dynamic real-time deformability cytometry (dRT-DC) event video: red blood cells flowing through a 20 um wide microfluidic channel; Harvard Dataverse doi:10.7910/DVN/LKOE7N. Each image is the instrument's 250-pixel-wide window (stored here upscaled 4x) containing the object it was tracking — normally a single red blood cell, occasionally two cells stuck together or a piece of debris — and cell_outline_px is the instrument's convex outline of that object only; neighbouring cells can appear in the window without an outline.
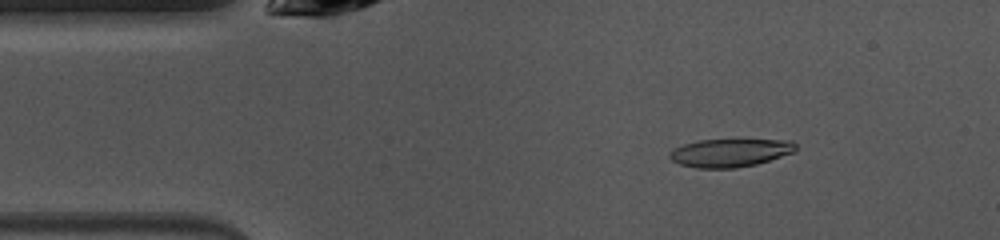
{"species": "common noctule bat (a hibernating species)", "species_latin": "Nyctalus noctula", "temperature_condition": "warm", "stored_images_in_passage": 47, "camera_frame_rate_fps": 3000, "um_per_image_px": 0.085, "animal": {"sex": "female", "body_mass_g": 10.0, "forearm_length_mm": 53.1}, "frame": {"image": 1, "passage_image": 6, "time_ms": 1.667, "image_size_px": [1000, 240], "cell_outline_px": [[796, 152], [756, 164], [736, 168], [696, 168], [680, 164], [672, 160], [668, 156], [668, 152], [672, 148], [684, 144], [700, 140], [792, 140], [796, 144]], "centroid_in_image_um": [62.04, 12.99], "position_along_channel_um": 23.0, "area_um2": 20.75}}
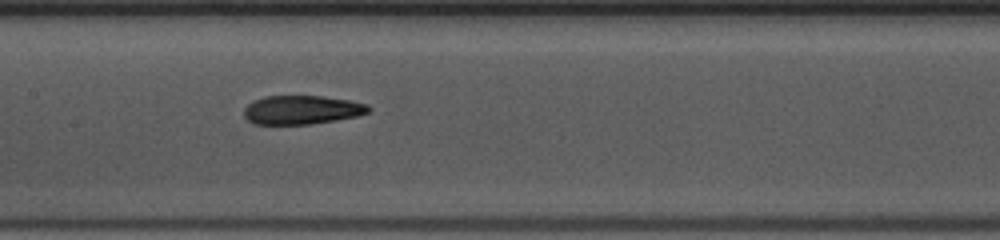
{"frame": {"image": 2, "passage_image": 21, "time_ms": 6.667, "image_size_px": [1000, 240], "cell_outline_px": [[372, 108], [368, 112], [356, 116], [336, 120], [312, 124], [252, 124], [244, 116], [244, 108], [252, 100], [264, 96], [320, 96], [348, 100], [368, 104]], "centroid_in_image_um": [25.63, 9.34], "position_along_channel_um": 181.8, "area_um2": 20.98}}
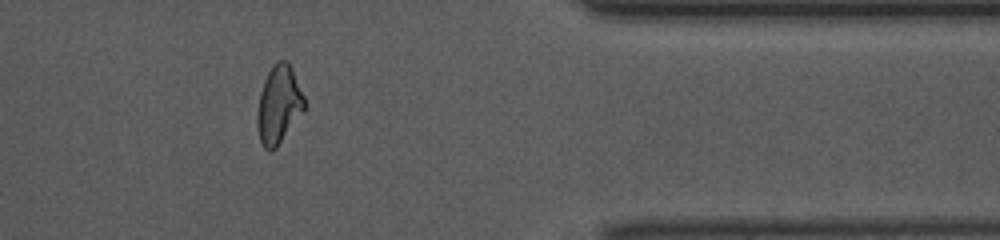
{"frame": {"image": 3, "passage_image": 38, "time_ms": 12.333, "image_size_px": [1000, 240], "cell_outline_px": [[304, 108], [276, 148], [272, 152], [268, 152], [264, 148], [260, 140], [256, 124], [256, 112], [260, 92], [264, 80], [272, 64], [276, 60], [288, 60], [292, 68], [304, 96]], "centroid_in_image_um": [23.65, 8.88], "position_along_channel_um": 387.7, "area_um2": 21.39}, "authors_computed_cell_mechanics": {"area_um2": 21.4438, "velocity_mm_per_s": 4.0536, "shape_relaxation_time_tau1_ms": 11.3439, "shape_relaxation_time_tau2_ms": 2.4974, "deformation_change_tau1": 0.2915, "deformation_change_tau2": 0.1035}}